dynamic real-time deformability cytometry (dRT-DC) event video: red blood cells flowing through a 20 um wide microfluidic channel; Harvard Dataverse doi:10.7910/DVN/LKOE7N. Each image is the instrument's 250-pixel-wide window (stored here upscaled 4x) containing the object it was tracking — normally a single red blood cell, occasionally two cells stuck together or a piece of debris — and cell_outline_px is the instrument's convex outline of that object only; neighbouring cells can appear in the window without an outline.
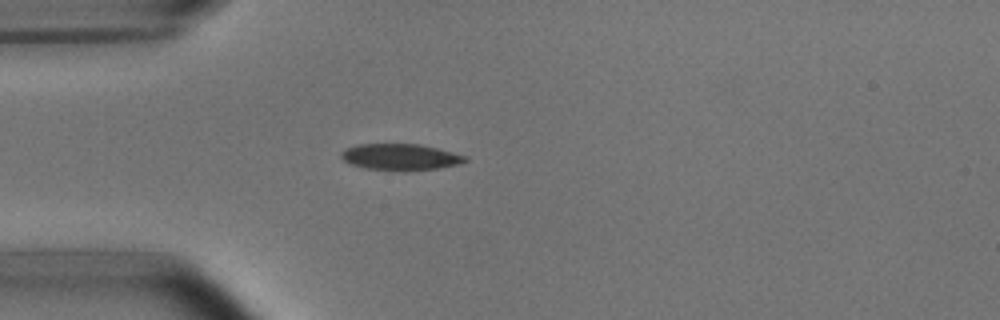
{"species": "common noctule bat (a hibernating species)", "species_latin": "Nyctalus noctula", "temperature_condition": "room temperature", "stored_images_in_passage": 39, "camera_frame_rate_fps": 3000, "um_per_image_px": 0.085, "animal": {"sex": "male", "body_mass_g": 15.6}, "frame": {"image": 1, "passage_image": 1, "time_ms": 0.0, "image_size_px": [1000, 320], "cell_outline_px": [[468, 160], [460, 164], [440, 168], [364, 168], [348, 164], [340, 156], [340, 152], [356, 144], [420, 144], [468, 156]], "centroid_in_image_um": [34.02, 13.3], "position_along_channel_um": 51.0, "area_um2": 18.32}}
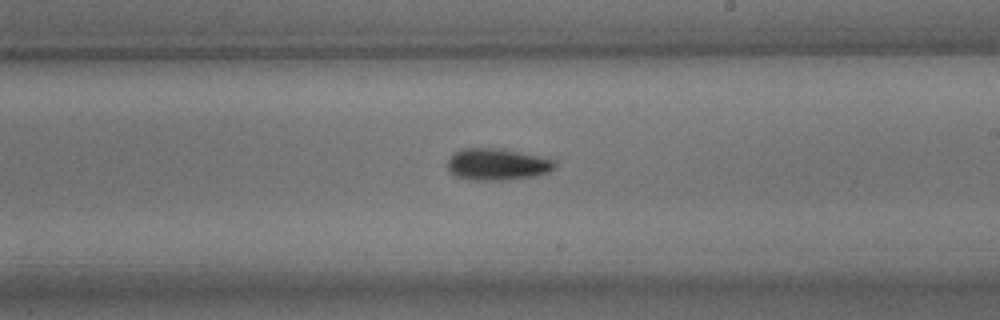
{"frame": {"image": 2, "passage_image": 17, "time_ms": 5.333, "image_size_px": [1000, 320], "cell_outline_px": [[556, 168], [548, 172], [536, 176], [504, 180], [472, 180], [456, 176], [448, 172], [448, 160], [456, 152], [464, 148], [500, 148], [544, 156], [556, 160]], "centroid_in_image_um": [42.32, 13.96], "position_along_channel_um": 246.7, "area_um2": 20.11}}
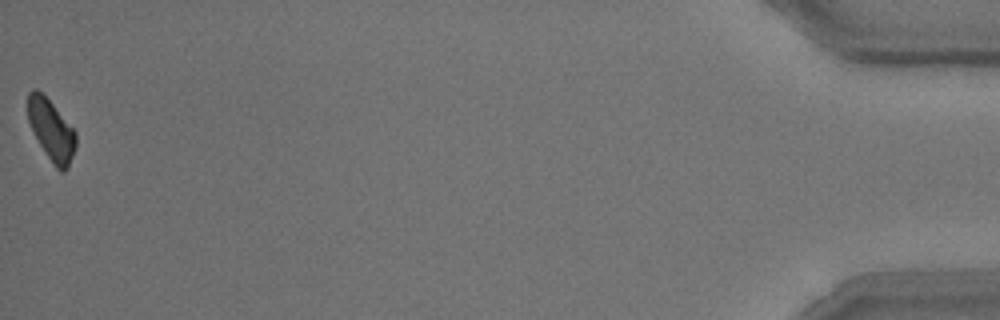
{"frame": {"image": 3, "passage_image": 39, "time_ms": 12.667, "image_size_px": [1000, 320], "cell_outline_px": [[76, 148], [68, 168], [64, 172], [60, 172], [56, 168], [40, 144], [28, 120], [28, 92], [32, 88], [36, 88], [52, 104], [76, 132]], "centroid_in_image_um": [4.38, 11.07], "position_along_channel_um": 430.8, "area_um2": 16.7}, "authors_computed_cell_mechanics": {"area_um2": 18.8428, "velocity_mm_per_s": 3.8279, "shape_relaxation_time_tau1_ms": 2.8529, "shape_relaxation_time_tau2_ms": null, "deformation_change_tau1": 0.1153, "deformation_change_tau2": null}}